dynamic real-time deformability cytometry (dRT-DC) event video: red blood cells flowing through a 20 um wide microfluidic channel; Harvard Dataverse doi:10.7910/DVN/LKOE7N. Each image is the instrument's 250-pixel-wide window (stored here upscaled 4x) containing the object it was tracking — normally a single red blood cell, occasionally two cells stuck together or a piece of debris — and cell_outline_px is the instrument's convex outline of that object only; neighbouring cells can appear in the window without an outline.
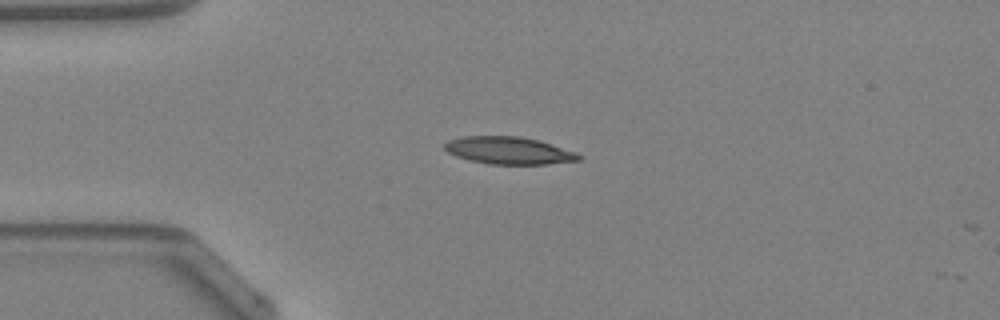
{"species": "Egyptian fruit bat (a non-hibernating species)", "species_latin": "Rousettus aegyptiacus", "temperature_condition": "warm", "stored_images_in_passage": 3, "camera_frame_rate_fps": 3000, "um_per_image_px": 0.085, "animal": {"sex": "female"}, "frame": {"image": 1, "passage_image": 1, "time_ms": 0.0, "image_size_px": [1000, 320], "cell_outline_px": [[584, 156], [580, 160], [548, 164], [488, 164], [456, 156], [448, 152], [444, 148], [444, 144], [448, 140], [464, 136], [520, 136], [540, 140], [576, 152]], "centroid_in_image_um": [43.28, 12.79], "position_along_channel_um": 41.7, "area_um2": 21.44}}